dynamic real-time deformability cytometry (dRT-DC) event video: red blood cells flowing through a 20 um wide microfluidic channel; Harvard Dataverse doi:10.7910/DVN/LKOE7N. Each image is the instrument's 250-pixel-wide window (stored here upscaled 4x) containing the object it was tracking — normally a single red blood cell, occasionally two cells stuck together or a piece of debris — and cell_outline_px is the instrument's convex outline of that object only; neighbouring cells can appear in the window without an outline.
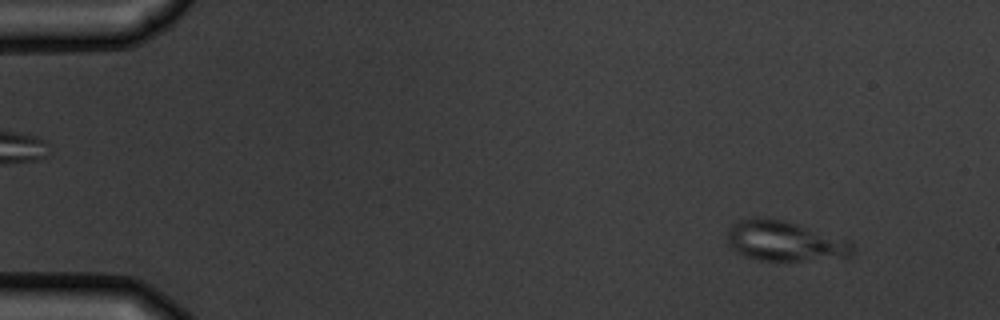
{"species": "common noctule bat (a hibernating species)", "species_latin": "Nyctalus noctula", "temperature_condition": "warm", "stored_images_in_passage": 8, "camera_frame_rate_fps": 3000, "um_per_image_px": 0.085, "animal": {"sex": "male", "body_mass_g": 19.5, "forearm_length_mm": 54.6}, "frame": {"image": 1, "passage_image": 1, "time_ms": 0.0, "image_size_px": [1000, 320], "cell_outline_px": [[856, 252], [848, 256], [796, 260], [760, 260], [744, 256], [732, 248], [728, 244], [728, 228], [732, 224], [740, 220], [752, 216], [756, 216], [784, 220], [852, 240]], "centroid_in_image_um": [66.7, 20.46], "position_along_channel_um": 18.3, "area_um2": 29.3}}